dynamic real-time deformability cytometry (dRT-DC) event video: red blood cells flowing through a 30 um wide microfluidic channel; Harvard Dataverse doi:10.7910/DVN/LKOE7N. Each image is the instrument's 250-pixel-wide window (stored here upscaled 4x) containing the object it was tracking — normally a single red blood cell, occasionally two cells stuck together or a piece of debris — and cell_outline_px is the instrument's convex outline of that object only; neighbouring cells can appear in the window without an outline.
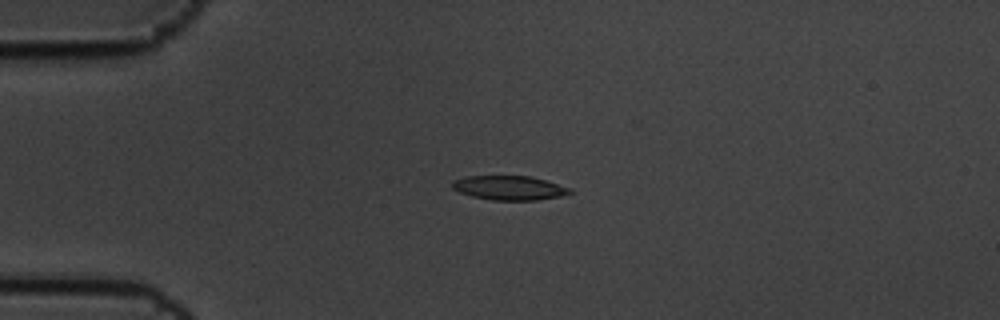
{"species": "common noctule bat (a hibernating species)", "species_latin": "Nyctalus noctula", "temperature_condition": "cold", "stored_images_in_passage": 5, "camera_frame_rate_fps": 3000, "um_per_image_px": 0.085, "animal": {"sex": "male", "body_mass_g": 19.5, "forearm_length_mm": 54.6}, "frame": {"image": 1, "passage_image": 4, "time_ms": 1.0, "image_size_px": [1000, 320], "cell_outline_px": [[572, 192], [560, 196], [536, 200], [492, 200], [472, 196], [460, 192], [452, 188], [452, 180], [464, 176], [532, 176], [572, 188]], "centroid_in_image_um": [43.28, 15.96], "position_along_channel_um": 41.7, "area_um2": 16.65}}